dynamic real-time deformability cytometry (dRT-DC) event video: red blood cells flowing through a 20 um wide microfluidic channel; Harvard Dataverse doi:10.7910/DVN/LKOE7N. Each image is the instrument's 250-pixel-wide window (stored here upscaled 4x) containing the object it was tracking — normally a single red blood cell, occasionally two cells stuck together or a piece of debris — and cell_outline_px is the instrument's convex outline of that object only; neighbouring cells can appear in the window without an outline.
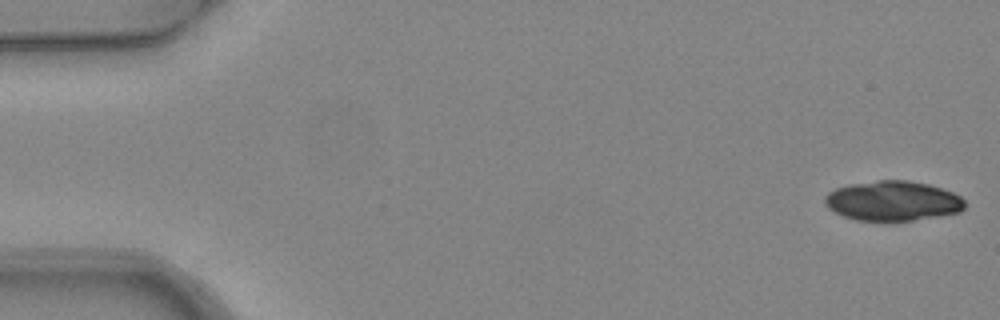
{"species": "common noctule bat (a hibernating species)", "species_latin": "Nyctalus noctula", "temperature_condition": "warm", "stored_images_in_passage": 7, "segment_of_instrument_passage": [1, 2], "camera_frame_rate_fps": 3000, "um_per_image_px": 0.085, "animal": {"sex": "female", "body_mass_g": 24.6, "forearm_length_mm": 56.2}, "frame": {"image": 1, "passage_image": 1, "time_ms": 0.0, "image_size_px": [1000, 320], "cell_outline_px": [[964, 208], [960, 212], [940, 216], [884, 224], [856, 220], [844, 216], [828, 208], [824, 204], [824, 196], [828, 192], [836, 188], [848, 184], [876, 180], [908, 180], [928, 184], [952, 192], [960, 196], [964, 200]], "centroid_in_image_um": [75.85, 17.11], "position_along_channel_um": 9.2, "area_um2": 33.29}}